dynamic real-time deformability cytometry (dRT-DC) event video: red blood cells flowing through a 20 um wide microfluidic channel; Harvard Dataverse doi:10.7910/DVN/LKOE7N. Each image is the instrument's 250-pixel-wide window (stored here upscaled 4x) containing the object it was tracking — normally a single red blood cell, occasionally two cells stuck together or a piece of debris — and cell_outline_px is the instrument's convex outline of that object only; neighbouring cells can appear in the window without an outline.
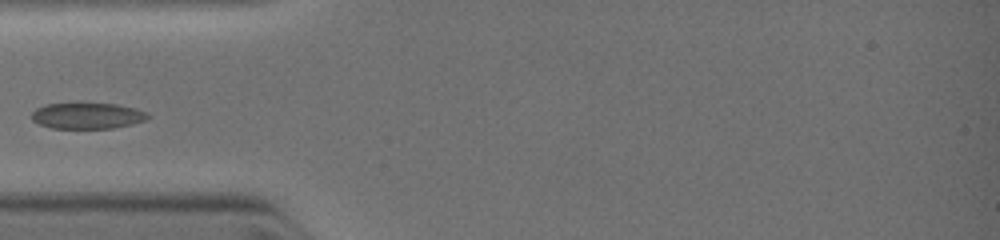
{"species": "common noctule bat (a hibernating species)", "species_latin": "Nyctalus noctula", "temperature_condition": "warm", "stored_images_in_passage": 2, "camera_frame_rate_fps": 3000, "um_per_image_px": 0.085, "animal": {"sex": "female", "body_mass_g": 19.0, "forearm_length_mm": 51.5}, "frame": {"image": 1, "passage_image": 1, "time_ms": 0.0, "image_size_px": [1000, 240], "cell_outline_px": [[148, 116], [144, 120], [132, 124], [112, 128], [52, 128], [40, 124], [32, 120], [32, 112], [36, 108], [44, 104], [116, 104], [136, 108], [148, 112]], "centroid_in_image_um": [7.42, 9.84], "position_along_channel_um": 77.6, "area_um2": 17.4}}